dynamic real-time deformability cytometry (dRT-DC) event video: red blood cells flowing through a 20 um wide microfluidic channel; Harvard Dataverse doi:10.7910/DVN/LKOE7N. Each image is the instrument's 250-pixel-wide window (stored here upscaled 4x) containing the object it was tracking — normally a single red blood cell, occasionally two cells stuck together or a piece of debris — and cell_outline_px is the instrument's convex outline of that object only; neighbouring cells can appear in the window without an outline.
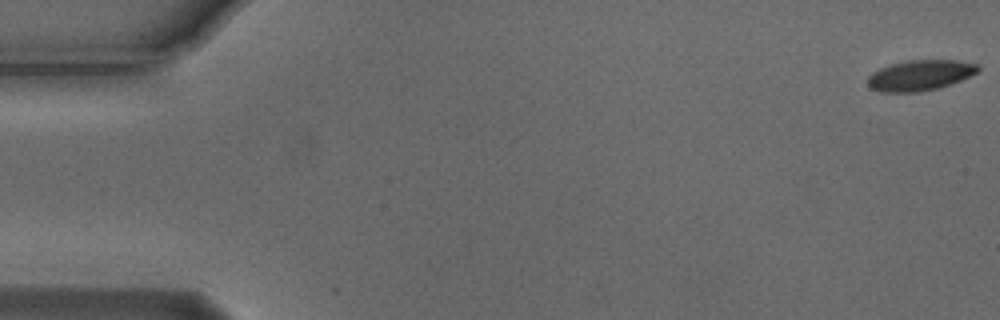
{"species": "Egyptian fruit bat (a non-hibernating species)", "species_latin": "Rousettus aegyptiacus", "temperature_condition": "cold", "stored_images_in_passage": 55, "camera_frame_rate_fps": 3000, "um_per_image_px": 0.085, "animal": {"sex": "male"}, "frame": {"image": 1, "passage_image": 1, "time_ms": 0.0, "image_size_px": [1000, 320], "cell_outline_px": [[980, 68], [976, 72], [960, 80], [936, 88], [916, 92], [880, 92], [872, 88], [868, 84], [868, 76], [872, 72], [880, 68], [892, 64], [908, 60], [956, 60], [976, 64]], "centroid_in_image_um": [78.16, 6.39], "position_along_channel_um": 6.8, "area_um2": 19.25}}
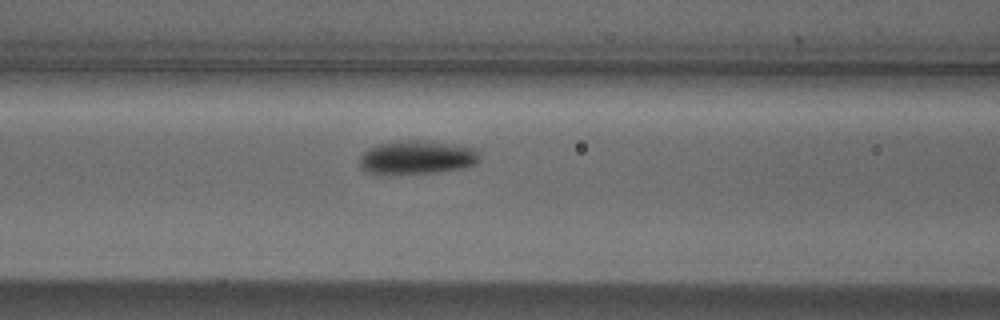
{"frame": {"image": 2, "passage_image": 23, "time_ms": 7.333, "image_size_px": [1000, 320], "cell_outline_px": [[480, 160], [476, 164], [460, 168], [436, 172], [368, 172], [360, 164], [360, 156], [368, 148], [376, 144], [396, 140], [424, 140], [452, 144], [476, 148], [480, 156]], "centroid_in_image_um": [35.48, 13.33], "position_along_channel_um": 131.1, "area_um2": 23.06}}
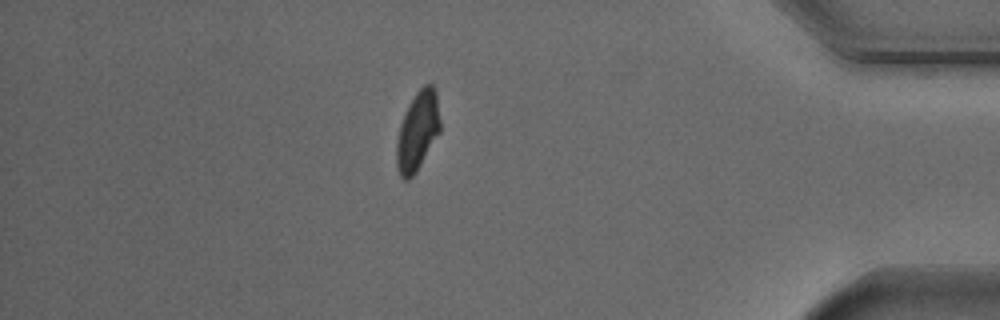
{"frame": {"image": 3, "passage_image": 48, "time_ms": 15.667, "image_size_px": [1000, 320], "cell_outline_px": [[440, 132], [416, 172], [408, 180], [404, 180], [400, 176], [396, 164], [396, 144], [400, 124], [408, 104], [416, 92], [424, 84], [432, 84], [436, 88], [440, 120]], "centroid_in_image_um": [35.5, 11.12], "position_along_channel_um": 399.7, "area_um2": 20.23}, "authors_computed_cell_mechanics": {"area_um2": 21.0392, "velocity_mm_per_s": 3.7132, "shape_relaxation_time_tau1_ms": 4.0715, "shape_relaxation_time_tau2_ms": null, "deformation_change_tau1": 0.1273, "deformation_change_tau2": null}}